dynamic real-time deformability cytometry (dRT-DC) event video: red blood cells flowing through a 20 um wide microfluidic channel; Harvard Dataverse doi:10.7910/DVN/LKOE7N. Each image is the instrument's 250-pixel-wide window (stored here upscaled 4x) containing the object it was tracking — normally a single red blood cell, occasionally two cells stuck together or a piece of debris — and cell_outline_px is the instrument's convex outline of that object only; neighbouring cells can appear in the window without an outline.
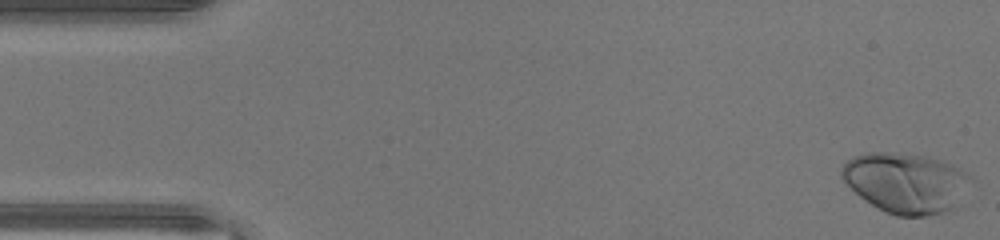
{"species": "human", "species_latin": "Homo sapiens", "temperature_condition": "warm", "stored_images_in_passage": 46, "camera_frame_rate_fps": 3000, "um_per_image_px": 0.085, "donor": {"sex": "male"}, "frame": {"image": 1, "passage_image": 1, "time_ms": 0.0, "image_size_px": [1000, 240], "cell_outline_px": [[972, 176], [956, 208], [944, 212], [924, 216], [896, 216], [872, 204], [860, 196], [840, 176], [840, 168], [852, 156], [868, 152], [888, 152], [924, 156], [940, 160], [952, 164]], "centroid_in_image_um": [76.99, 15.53], "position_along_channel_um": 8.0, "area_um2": 44.91}}
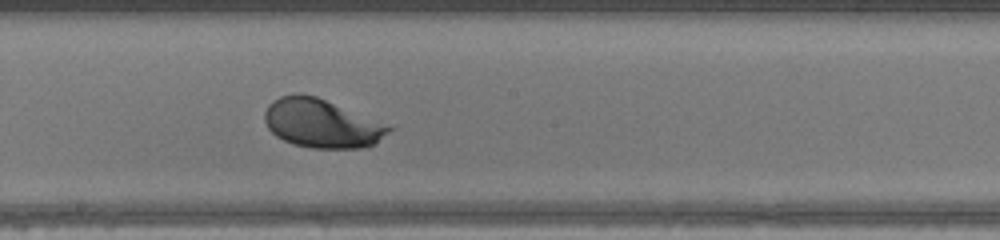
{"frame": {"image": 2, "passage_image": 25, "time_ms": 8.0, "image_size_px": [1000, 240], "cell_outline_px": [[396, 128], [372, 144], [360, 148], [312, 148], [296, 144], [284, 140], [276, 136], [268, 128], [264, 120], [264, 112], [268, 104], [272, 100], [280, 96], [296, 92], [300, 92], [316, 96], [396, 124]], "centroid_in_image_um": [27.42, 10.45], "position_along_channel_um": 220.8, "area_um2": 36.24}}
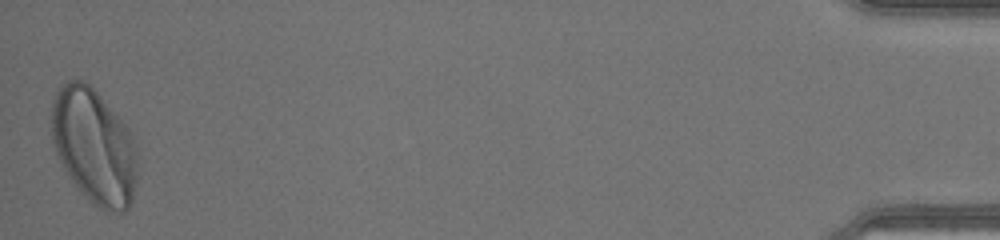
{"frame": {"image": 3, "passage_image": 46, "time_ms": 15.0, "image_size_px": [1000, 240], "cell_outline_px": [[136, 180], [132, 200], [128, 208], [124, 212], [104, 212], [92, 204], [76, 188], [68, 176], [56, 152], [52, 140], [52, 100], [60, 84], [68, 80], [84, 80], [100, 96], [128, 128], [132, 140], [136, 156]], "centroid_in_image_um": [7.97, 12.47], "position_along_channel_um": 427.2, "area_um2": 57.45}, "authors_computed_cell_mechanics": {"area_um2": 37.1654, "velocity_mm_per_s": 4.4294, "shape_relaxation_time_tau1_ms": 1.839, "shape_relaxation_time_tau2_ms": 1.078, "deformation_change_tau1": 0.1569, "deformation_change_tau2": 0.0286}}